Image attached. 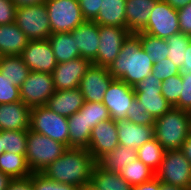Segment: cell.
I'll list each match as a JSON object with an SVG mask.
<instances>
[{
    "instance_id": "obj_24",
    "label": "cell",
    "mask_w": 191,
    "mask_h": 190,
    "mask_svg": "<svg viewBox=\"0 0 191 190\" xmlns=\"http://www.w3.org/2000/svg\"><path fill=\"white\" fill-rule=\"evenodd\" d=\"M126 0H101L97 18L98 25L126 28Z\"/></svg>"
},
{
    "instance_id": "obj_30",
    "label": "cell",
    "mask_w": 191,
    "mask_h": 190,
    "mask_svg": "<svg viewBox=\"0 0 191 190\" xmlns=\"http://www.w3.org/2000/svg\"><path fill=\"white\" fill-rule=\"evenodd\" d=\"M0 171L9 175L12 179L29 177L30 171L25 154H15L5 151L0 155Z\"/></svg>"
},
{
    "instance_id": "obj_15",
    "label": "cell",
    "mask_w": 191,
    "mask_h": 190,
    "mask_svg": "<svg viewBox=\"0 0 191 190\" xmlns=\"http://www.w3.org/2000/svg\"><path fill=\"white\" fill-rule=\"evenodd\" d=\"M114 78L108 67L91 65L80 80L79 89L84 101L102 102L104 94Z\"/></svg>"
},
{
    "instance_id": "obj_46",
    "label": "cell",
    "mask_w": 191,
    "mask_h": 190,
    "mask_svg": "<svg viewBox=\"0 0 191 190\" xmlns=\"http://www.w3.org/2000/svg\"><path fill=\"white\" fill-rule=\"evenodd\" d=\"M7 190H33L32 174L26 178L12 179Z\"/></svg>"
},
{
    "instance_id": "obj_47",
    "label": "cell",
    "mask_w": 191,
    "mask_h": 190,
    "mask_svg": "<svg viewBox=\"0 0 191 190\" xmlns=\"http://www.w3.org/2000/svg\"><path fill=\"white\" fill-rule=\"evenodd\" d=\"M132 190H161V182L154 177L148 182L132 186Z\"/></svg>"
},
{
    "instance_id": "obj_22",
    "label": "cell",
    "mask_w": 191,
    "mask_h": 190,
    "mask_svg": "<svg viewBox=\"0 0 191 190\" xmlns=\"http://www.w3.org/2000/svg\"><path fill=\"white\" fill-rule=\"evenodd\" d=\"M158 0H126V28L131 33L141 32L148 24L150 13Z\"/></svg>"
},
{
    "instance_id": "obj_26",
    "label": "cell",
    "mask_w": 191,
    "mask_h": 190,
    "mask_svg": "<svg viewBox=\"0 0 191 190\" xmlns=\"http://www.w3.org/2000/svg\"><path fill=\"white\" fill-rule=\"evenodd\" d=\"M69 148H87L92 129L85 120V115L79 110L68 117Z\"/></svg>"
},
{
    "instance_id": "obj_20",
    "label": "cell",
    "mask_w": 191,
    "mask_h": 190,
    "mask_svg": "<svg viewBox=\"0 0 191 190\" xmlns=\"http://www.w3.org/2000/svg\"><path fill=\"white\" fill-rule=\"evenodd\" d=\"M119 145L137 150L154 138V125H138L130 120L116 121Z\"/></svg>"
},
{
    "instance_id": "obj_37",
    "label": "cell",
    "mask_w": 191,
    "mask_h": 190,
    "mask_svg": "<svg viewBox=\"0 0 191 190\" xmlns=\"http://www.w3.org/2000/svg\"><path fill=\"white\" fill-rule=\"evenodd\" d=\"M182 90V76L181 74L171 76L162 81L161 94L168 101V103L174 107L179 98Z\"/></svg>"
},
{
    "instance_id": "obj_5",
    "label": "cell",
    "mask_w": 191,
    "mask_h": 190,
    "mask_svg": "<svg viewBox=\"0 0 191 190\" xmlns=\"http://www.w3.org/2000/svg\"><path fill=\"white\" fill-rule=\"evenodd\" d=\"M30 130L65 144L69 148L68 118L51 111L46 105L31 108Z\"/></svg>"
},
{
    "instance_id": "obj_32",
    "label": "cell",
    "mask_w": 191,
    "mask_h": 190,
    "mask_svg": "<svg viewBox=\"0 0 191 190\" xmlns=\"http://www.w3.org/2000/svg\"><path fill=\"white\" fill-rule=\"evenodd\" d=\"M164 153V148L154 137L137 149V158L156 172L163 160Z\"/></svg>"
},
{
    "instance_id": "obj_28",
    "label": "cell",
    "mask_w": 191,
    "mask_h": 190,
    "mask_svg": "<svg viewBox=\"0 0 191 190\" xmlns=\"http://www.w3.org/2000/svg\"><path fill=\"white\" fill-rule=\"evenodd\" d=\"M90 184L98 190H132V186L119 173L106 171L98 163Z\"/></svg>"
},
{
    "instance_id": "obj_12",
    "label": "cell",
    "mask_w": 191,
    "mask_h": 190,
    "mask_svg": "<svg viewBox=\"0 0 191 190\" xmlns=\"http://www.w3.org/2000/svg\"><path fill=\"white\" fill-rule=\"evenodd\" d=\"M131 32L127 28L99 25V46L93 65L109 67Z\"/></svg>"
},
{
    "instance_id": "obj_29",
    "label": "cell",
    "mask_w": 191,
    "mask_h": 190,
    "mask_svg": "<svg viewBox=\"0 0 191 190\" xmlns=\"http://www.w3.org/2000/svg\"><path fill=\"white\" fill-rule=\"evenodd\" d=\"M0 72L12 81L13 85L20 87L31 70L20 55H8L0 56Z\"/></svg>"
},
{
    "instance_id": "obj_39",
    "label": "cell",
    "mask_w": 191,
    "mask_h": 190,
    "mask_svg": "<svg viewBox=\"0 0 191 190\" xmlns=\"http://www.w3.org/2000/svg\"><path fill=\"white\" fill-rule=\"evenodd\" d=\"M127 120L140 125H154L155 119L148 113L146 109H143L141 103L135 97L132 100L130 108L127 110Z\"/></svg>"
},
{
    "instance_id": "obj_38",
    "label": "cell",
    "mask_w": 191,
    "mask_h": 190,
    "mask_svg": "<svg viewBox=\"0 0 191 190\" xmlns=\"http://www.w3.org/2000/svg\"><path fill=\"white\" fill-rule=\"evenodd\" d=\"M32 185L33 190H80L74 185L51 180L43 173H32Z\"/></svg>"
},
{
    "instance_id": "obj_17",
    "label": "cell",
    "mask_w": 191,
    "mask_h": 190,
    "mask_svg": "<svg viewBox=\"0 0 191 190\" xmlns=\"http://www.w3.org/2000/svg\"><path fill=\"white\" fill-rule=\"evenodd\" d=\"M119 145L116 121L109 119L99 122L93 129L86 148L98 162L103 156Z\"/></svg>"
},
{
    "instance_id": "obj_25",
    "label": "cell",
    "mask_w": 191,
    "mask_h": 190,
    "mask_svg": "<svg viewBox=\"0 0 191 190\" xmlns=\"http://www.w3.org/2000/svg\"><path fill=\"white\" fill-rule=\"evenodd\" d=\"M48 40L50 41L57 63H63L80 57L75 37L70 32L53 33L49 36Z\"/></svg>"
},
{
    "instance_id": "obj_31",
    "label": "cell",
    "mask_w": 191,
    "mask_h": 190,
    "mask_svg": "<svg viewBox=\"0 0 191 190\" xmlns=\"http://www.w3.org/2000/svg\"><path fill=\"white\" fill-rule=\"evenodd\" d=\"M131 186L148 182L155 177V172L138 158L128 163L121 171L118 172Z\"/></svg>"
},
{
    "instance_id": "obj_49",
    "label": "cell",
    "mask_w": 191,
    "mask_h": 190,
    "mask_svg": "<svg viewBox=\"0 0 191 190\" xmlns=\"http://www.w3.org/2000/svg\"><path fill=\"white\" fill-rule=\"evenodd\" d=\"M180 151L185 155L191 164V135H189L185 142L182 144Z\"/></svg>"
},
{
    "instance_id": "obj_34",
    "label": "cell",
    "mask_w": 191,
    "mask_h": 190,
    "mask_svg": "<svg viewBox=\"0 0 191 190\" xmlns=\"http://www.w3.org/2000/svg\"><path fill=\"white\" fill-rule=\"evenodd\" d=\"M191 42V36L178 33L171 35L166 39L168 45V58L179 68L181 69L185 55V49L188 44Z\"/></svg>"
},
{
    "instance_id": "obj_52",
    "label": "cell",
    "mask_w": 191,
    "mask_h": 190,
    "mask_svg": "<svg viewBox=\"0 0 191 190\" xmlns=\"http://www.w3.org/2000/svg\"><path fill=\"white\" fill-rule=\"evenodd\" d=\"M11 180L12 178L9 175L0 171V190H7Z\"/></svg>"
},
{
    "instance_id": "obj_43",
    "label": "cell",
    "mask_w": 191,
    "mask_h": 190,
    "mask_svg": "<svg viewBox=\"0 0 191 190\" xmlns=\"http://www.w3.org/2000/svg\"><path fill=\"white\" fill-rule=\"evenodd\" d=\"M85 20L94 21L99 13L101 0H78Z\"/></svg>"
},
{
    "instance_id": "obj_55",
    "label": "cell",
    "mask_w": 191,
    "mask_h": 190,
    "mask_svg": "<svg viewBox=\"0 0 191 190\" xmlns=\"http://www.w3.org/2000/svg\"><path fill=\"white\" fill-rule=\"evenodd\" d=\"M80 190H98V189H96L91 184H88V185L84 186L83 188H81Z\"/></svg>"
},
{
    "instance_id": "obj_53",
    "label": "cell",
    "mask_w": 191,
    "mask_h": 190,
    "mask_svg": "<svg viewBox=\"0 0 191 190\" xmlns=\"http://www.w3.org/2000/svg\"><path fill=\"white\" fill-rule=\"evenodd\" d=\"M161 190H187L179 186L169 185L161 182Z\"/></svg>"
},
{
    "instance_id": "obj_1",
    "label": "cell",
    "mask_w": 191,
    "mask_h": 190,
    "mask_svg": "<svg viewBox=\"0 0 191 190\" xmlns=\"http://www.w3.org/2000/svg\"><path fill=\"white\" fill-rule=\"evenodd\" d=\"M96 164L97 161L86 148L70 147L42 173L51 180L81 189L91 183Z\"/></svg>"
},
{
    "instance_id": "obj_51",
    "label": "cell",
    "mask_w": 191,
    "mask_h": 190,
    "mask_svg": "<svg viewBox=\"0 0 191 190\" xmlns=\"http://www.w3.org/2000/svg\"><path fill=\"white\" fill-rule=\"evenodd\" d=\"M164 1L177 10L182 7H185L187 4L191 2V0H164Z\"/></svg>"
},
{
    "instance_id": "obj_4",
    "label": "cell",
    "mask_w": 191,
    "mask_h": 190,
    "mask_svg": "<svg viewBox=\"0 0 191 190\" xmlns=\"http://www.w3.org/2000/svg\"><path fill=\"white\" fill-rule=\"evenodd\" d=\"M67 146L45 135L27 130L26 162L32 173L42 171L59 158Z\"/></svg>"
},
{
    "instance_id": "obj_23",
    "label": "cell",
    "mask_w": 191,
    "mask_h": 190,
    "mask_svg": "<svg viewBox=\"0 0 191 190\" xmlns=\"http://www.w3.org/2000/svg\"><path fill=\"white\" fill-rule=\"evenodd\" d=\"M29 39L16 23L0 25V56L21 55Z\"/></svg>"
},
{
    "instance_id": "obj_44",
    "label": "cell",
    "mask_w": 191,
    "mask_h": 190,
    "mask_svg": "<svg viewBox=\"0 0 191 190\" xmlns=\"http://www.w3.org/2000/svg\"><path fill=\"white\" fill-rule=\"evenodd\" d=\"M16 9L11 0H0V25L14 23Z\"/></svg>"
},
{
    "instance_id": "obj_40",
    "label": "cell",
    "mask_w": 191,
    "mask_h": 190,
    "mask_svg": "<svg viewBox=\"0 0 191 190\" xmlns=\"http://www.w3.org/2000/svg\"><path fill=\"white\" fill-rule=\"evenodd\" d=\"M19 87L0 72V104L20 101Z\"/></svg>"
},
{
    "instance_id": "obj_50",
    "label": "cell",
    "mask_w": 191,
    "mask_h": 190,
    "mask_svg": "<svg viewBox=\"0 0 191 190\" xmlns=\"http://www.w3.org/2000/svg\"><path fill=\"white\" fill-rule=\"evenodd\" d=\"M17 8L31 6L36 4H43L47 0H11Z\"/></svg>"
},
{
    "instance_id": "obj_16",
    "label": "cell",
    "mask_w": 191,
    "mask_h": 190,
    "mask_svg": "<svg viewBox=\"0 0 191 190\" xmlns=\"http://www.w3.org/2000/svg\"><path fill=\"white\" fill-rule=\"evenodd\" d=\"M91 65L90 60L82 57L58 63L52 72L55 90L63 91L79 88L82 76Z\"/></svg>"
},
{
    "instance_id": "obj_3",
    "label": "cell",
    "mask_w": 191,
    "mask_h": 190,
    "mask_svg": "<svg viewBox=\"0 0 191 190\" xmlns=\"http://www.w3.org/2000/svg\"><path fill=\"white\" fill-rule=\"evenodd\" d=\"M190 121L189 111L171 107L155 119L154 137L165 151L180 150L190 135Z\"/></svg>"
},
{
    "instance_id": "obj_54",
    "label": "cell",
    "mask_w": 191,
    "mask_h": 190,
    "mask_svg": "<svg viewBox=\"0 0 191 190\" xmlns=\"http://www.w3.org/2000/svg\"><path fill=\"white\" fill-rule=\"evenodd\" d=\"M5 152L3 143V131H0V155Z\"/></svg>"
},
{
    "instance_id": "obj_19",
    "label": "cell",
    "mask_w": 191,
    "mask_h": 190,
    "mask_svg": "<svg viewBox=\"0 0 191 190\" xmlns=\"http://www.w3.org/2000/svg\"><path fill=\"white\" fill-rule=\"evenodd\" d=\"M30 110L22 100L0 104V131L30 129Z\"/></svg>"
},
{
    "instance_id": "obj_7",
    "label": "cell",
    "mask_w": 191,
    "mask_h": 190,
    "mask_svg": "<svg viewBox=\"0 0 191 190\" xmlns=\"http://www.w3.org/2000/svg\"><path fill=\"white\" fill-rule=\"evenodd\" d=\"M155 177L162 183L189 190L191 164L180 150L165 151Z\"/></svg>"
},
{
    "instance_id": "obj_48",
    "label": "cell",
    "mask_w": 191,
    "mask_h": 190,
    "mask_svg": "<svg viewBox=\"0 0 191 190\" xmlns=\"http://www.w3.org/2000/svg\"><path fill=\"white\" fill-rule=\"evenodd\" d=\"M184 62L180 69L181 74H190L191 73V42L185 49Z\"/></svg>"
},
{
    "instance_id": "obj_10",
    "label": "cell",
    "mask_w": 191,
    "mask_h": 190,
    "mask_svg": "<svg viewBox=\"0 0 191 190\" xmlns=\"http://www.w3.org/2000/svg\"><path fill=\"white\" fill-rule=\"evenodd\" d=\"M161 39L180 33L177 9L158 0L150 13L147 26L141 31Z\"/></svg>"
},
{
    "instance_id": "obj_18",
    "label": "cell",
    "mask_w": 191,
    "mask_h": 190,
    "mask_svg": "<svg viewBox=\"0 0 191 190\" xmlns=\"http://www.w3.org/2000/svg\"><path fill=\"white\" fill-rule=\"evenodd\" d=\"M75 37L80 57L93 62L96 59L99 46V25L94 21L85 20L70 32Z\"/></svg>"
},
{
    "instance_id": "obj_36",
    "label": "cell",
    "mask_w": 191,
    "mask_h": 190,
    "mask_svg": "<svg viewBox=\"0 0 191 190\" xmlns=\"http://www.w3.org/2000/svg\"><path fill=\"white\" fill-rule=\"evenodd\" d=\"M4 150L15 154H26L27 130H4Z\"/></svg>"
},
{
    "instance_id": "obj_13",
    "label": "cell",
    "mask_w": 191,
    "mask_h": 190,
    "mask_svg": "<svg viewBox=\"0 0 191 190\" xmlns=\"http://www.w3.org/2000/svg\"><path fill=\"white\" fill-rule=\"evenodd\" d=\"M135 98L134 87L120 79H114L104 94L102 103L108 109L111 119H127V110Z\"/></svg>"
},
{
    "instance_id": "obj_42",
    "label": "cell",
    "mask_w": 191,
    "mask_h": 190,
    "mask_svg": "<svg viewBox=\"0 0 191 190\" xmlns=\"http://www.w3.org/2000/svg\"><path fill=\"white\" fill-rule=\"evenodd\" d=\"M182 76V90L180 93V98L175 108L181 110L190 111L191 110V73L181 74Z\"/></svg>"
},
{
    "instance_id": "obj_14",
    "label": "cell",
    "mask_w": 191,
    "mask_h": 190,
    "mask_svg": "<svg viewBox=\"0 0 191 190\" xmlns=\"http://www.w3.org/2000/svg\"><path fill=\"white\" fill-rule=\"evenodd\" d=\"M20 56L31 71L52 74L58 64L48 39L29 40Z\"/></svg>"
},
{
    "instance_id": "obj_11",
    "label": "cell",
    "mask_w": 191,
    "mask_h": 190,
    "mask_svg": "<svg viewBox=\"0 0 191 190\" xmlns=\"http://www.w3.org/2000/svg\"><path fill=\"white\" fill-rule=\"evenodd\" d=\"M161 85L162 81L150 73L134 86L135 97L154 119L161 117L172 107L161 94Z\"/></svg>"
},
{
    "instance_id": "obj_9",
    "label": "cell",
    "mask_w": 191,
    "mask_h": 190,
    "mask_svg": "<svg viewBox=\"0 0 191 190\" xmlns=\"http://www.w3.org/2000/svg\"><path fill=\"white\" fill-rule=\"evenodd\" d=\"M19 91L20 99L30 108L46 105L55 93L53 75L31 71Z\"/></svg>"
},
{
    "instance_id": "obj_41",
    "label": "cell",
    "mask_w": 191,
    "mask_h": 190,
    "mask_svg": "<svg viewBox=\"0 0 191 190\" xmlns=\"http://www.w3.org/2000/svg\"><path fill=\"white\" fill-rule=\"evenodd\" d=\"M151 73L160 81L181 74L180 69L169 58H164L159 63H154Z\"/></svg>"
},
{
    "instance_id": "obj_45",
    "label": "cell",
    "mask_w": 191,
    "mask_h": 190,
    "mask_svg": "<svg viewBox=\"0 0 191 190\" xmlns=\"http://www.w3.org/2000/svg\"><path fill=\"white\" fill-rule=\"evenodd\" d=\"M177 12L180 32L191 36V2Z\"/></svg>"
},
{
    "instance_id": "obj_8",
    "label": "cell",
    "mask_w": 191,
    "mask_h": 190,
    "mask_svg": "<svg viewBox=\"0 0 191 190\" xmlns=\"http://www.w3.org/2000/svg\"><path fill=\"white\" fill-rule=\"evenodd\" d=\"M45 6L52 34L71 32L85 21L78 0H47Z\"/></svg>"
},
{
    "instance_id": "obj_21",
    "label": "cell",
    "mask_w": 191,
    "mask_h": 190,
    "mask_svg": "<svg viewBox=\"0 0 191 190\" xmlns=\"http://www.w3.org/2000/svg\"><path fill=\"white\" fill-rule=\"evenodd\" d=\"M84 102V97L79 88L63 91L55 90L46 106L51 111L68 118L79 111Z\"/></svg>"
},
{
    "instance_id": "obj_35",
    "label": "cell",
    "mask_w": 191,
    "mask_h": 190,
    "mask_svg": "<svg viewBox=\"0 0 191 190\" xmlns=\"http://www.w3.org/2000/svg\"><path fill=\"white\" fill-rule=\"evenodd\" d=\"M80 111L85 115V120L91 129L99 122L111 119L108 109L102 102L85 101Z\"/></svg>"
},
{
    "instance_id": "obj_2",
    "label": "cell",
    "mask_w": 191,
    "mask_h": 190,
    "mask_svg": "<svg viewBox=\"0 0 191 190\" xmlns=\"http://www.w3.org/2000/svg\"><path fill=\"white\" fill-rule=\"evenodd\" d=\"M153 66L154 62L142 48L140 38L131 33L108 70L114 79H120L134 87L152 72Z\"/></svg>"
},
{
    "instance_id": "obj_33",
    "label": "cell",
    "mask_w": 191,
    "mask_h": 190,
    "mask_svg": "<svg viewBox=\"0 0 191 190\" xmlns=\"http://www.w3.org/2000/svg\"><path fill=\"white\" fill-rule=\"evenodd\" d=\"M135 34L140 38L142 48L148 53L154 63H159L164 58H168V45L165 39L143 32Z\"/></svg>"
},
{
    "instance_id": "obj_6",
    "label": "cell",
    "mask_w": 191,
    "mask_h": 190,
    "mask_svg": "<svg viewBox=\"0 0 191 190\" xmlns=\"http://www.w3.org/2000/svg\"><path fill=\"white\" fill-rule=\"evenodd\" d=\"M15 23L29 40H47L52 34L45 3L17 8Z\"/></svg>"
},
{
    "instance_id": "obj_27",
    "label": "cell",
    "mask_w": 191,
    "mask_h": 190,
    "mask_svg": "<svg viewBox=\"0 0 191 190\" xmlns=\"http://www.w3.org/2000/svg\"><path fill=\"white\" fill-rule=\"evenodd\" d=\"M137 150L127 146L118 145L111 152L103 156L97 163L106 171H121L128 163L135 161Z\"/></svg>"
}]
</instances>
